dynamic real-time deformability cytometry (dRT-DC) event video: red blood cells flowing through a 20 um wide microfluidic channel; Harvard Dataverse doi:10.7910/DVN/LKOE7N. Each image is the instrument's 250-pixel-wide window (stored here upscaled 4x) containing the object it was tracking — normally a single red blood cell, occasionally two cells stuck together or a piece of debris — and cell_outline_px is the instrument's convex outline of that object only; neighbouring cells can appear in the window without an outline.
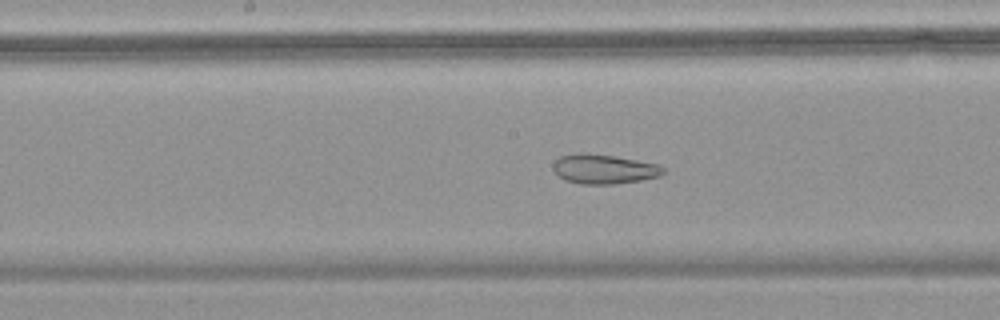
{"species": "common noctule bat (a hibernating species)", "species_latin": "Nyctalus noctula", "temperature_condition": "warm", "stored_images_in_passage": 66, "camera_frame_rate_fps": 3000, "um_per_image_px": 0.085, "animal": {"sex": "female", "body_mass_g": 18.4}, "frame": {"image": 1, "passage_image": 35, "time_ms": 11.333, "image_size_px": [1000, 320], "cell_outline_px": [[664, 172], [660, 176], [640, 180], [616, 184], [580, 184], [564, 180], [556, 176], [552, 168], [552, 164], [560, 156], [580, 152], [588, 152], [660, 164], [664, 168]], "centroid_in_image_um": [51.28, 14.37], "position_along_channel_um": 196.9, "area_um2": 19.19}}
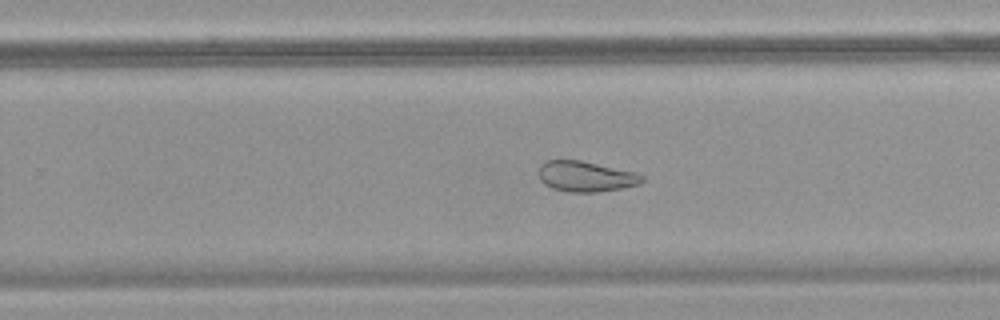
{"frame": {"image": 2, "passage_image": 43, "time_ms": 14.0, "image_size_px": [1000, 320], "cell_outline_px": [[644, 180], [640, 184], [620, 188], [596, 192], [568, 192], [552, 188], [544, 184], [540, 180], [540, 164], [544, 160], [580, 160], [636, 172], [644, 176]], "centroid_in_image_um": [49.79, 14.99], "position_along_channel_um": 280.0, "area_um2": 18.38}}
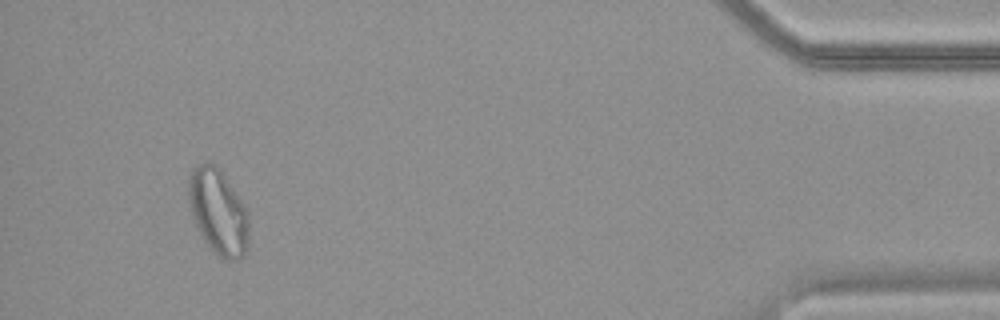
{"frame": {"image": 3, "passage_image": 62, "time_ms": 20.333, "image_size_px": [1000, 320], "cell_outline_px": [[248, 248], [244, 256], [236, 260], [220, 260], [212, 252], [204, 240], [192, 216], [188, 200], [188, 180], [192, 168], [196, 164], [204, 160], [216, 164], [220, 168], [248, 212]], "centroid_in_image_um": [18.53, 18.0], "position_along_channel_um": 416.7, "area_um2": 30.58}}